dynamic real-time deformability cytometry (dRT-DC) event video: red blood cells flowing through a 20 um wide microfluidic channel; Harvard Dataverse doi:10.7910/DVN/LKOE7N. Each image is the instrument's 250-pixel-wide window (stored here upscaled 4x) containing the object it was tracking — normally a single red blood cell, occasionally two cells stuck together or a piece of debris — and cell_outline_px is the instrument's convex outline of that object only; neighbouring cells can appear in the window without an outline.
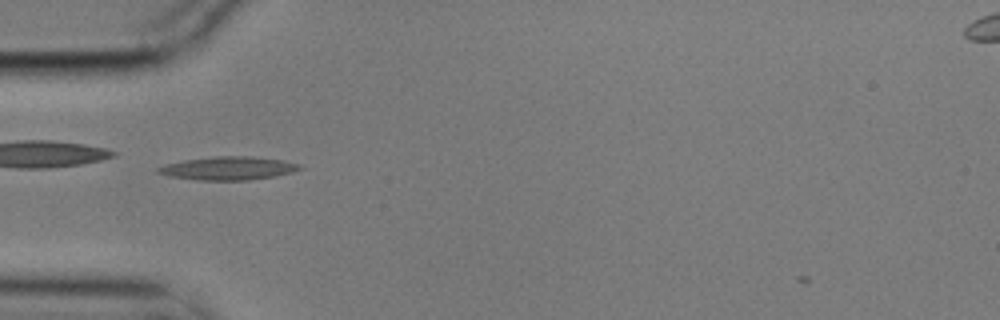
{"species": "common noctule bat (a hibernating species)", "species_latin": "Nyctalus noctula", "temperature_condition": "cold", "stored_images_in_passage": 4, "camera_frame_rate_fps": 3000, "um_per_image_px": 0.085, "animal": {"sex": "male", "body_mass_g": 17.9}, "frame": {"image": 1, "passage_image": 1, "time_ms": 0.0, "image_size_px": [1000, 320], "cell_outline_px": [[304, 168], [292, 172], [272, 176], [248, 180], [196, 180], [168, 176], [156, 172], [156, 168], [168, 164], [184, 160], [216, 156], [248, 156], [284, 160], [300, 164]], "centroid_in_image_um": [19.4, 14.3], "position_along_channel_um": 65.6, "area_um2": 19.13}}
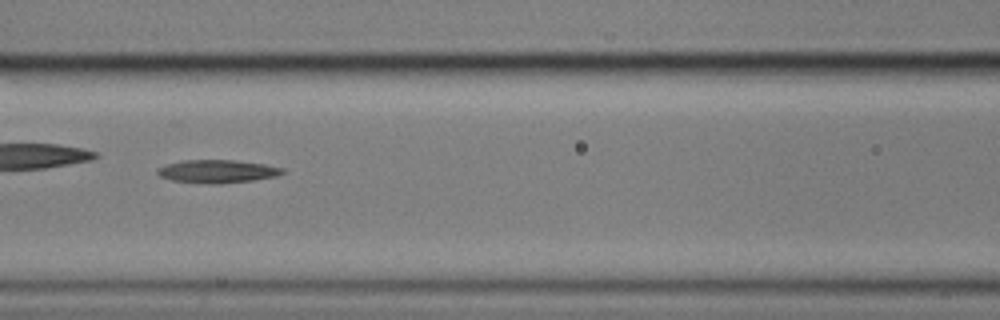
{"frame": {"image": 2, "passage_image": 3, "time_ms": 0.667, "image_size_px": [1000, 320], "cell_outline_px": [[284, 172], [276, 176], [252, 180], [220, 184], [212, 184], [172, 180], [160, 176], [156, 172], [156, 168], [164, 164], [184, 160], [232, 160], [264, 164], [284, 168]], "centroid_in_image_um": [18.43, 14.56], "position_along_channel_um": 148.2, "area_um2": 16.76}}